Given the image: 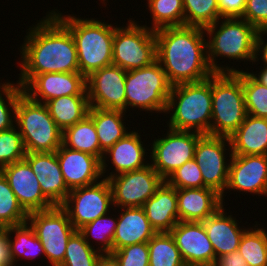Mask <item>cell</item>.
Masks as SVG:
<instances>
[{
    "label": "cell",
    "instance_id": "obj_1",
    "mask_svg": "<svg viewBox=\"0 0 267 266\" xmlns=\"http://www.w3.org/2000/svg\"><path fill=\"white\" fill-rule=\"evenodd\" d=\"M28 26L20 44L19 78L22 88L37 74L79 72L77 50L71 32L50 12Z\"/></svg>",
    "mask_w": 267,
    "mask_h": 266
},
{
    "label": "cell",
    "instance_id": "obj_2",
    "mask_svg": "<svg viewBox=\"0 0 267 266\" xmlns=\"http://www.w3.org/2000/svg\"><path fill=\"white\" fill-rule=\"evenodd\" d=\"M205 38L204 28L198 26L155 30L156 60L172 86L203 81L214 73L207 59Z\"/></svg>",
    "mask_w": 267,
    "mask_h": 266
},
{
    "label": "cell",
    "instance_id": "obj_3",
    "mask_svg": "<svg viewBox=\"0 0 267 266\" xmlns=\"http://www.w3.org/2000/svg\"><path fill=\"white\" fill-rule=\"evenodd\" d=\"M204 30L207 39V59L214 73H237L241 68L234 67V62L240 64L244 61L247 65L254 62L258 30L245 19L220 18ZM225 58L236 61L230 62L233 66L229 63L223 65L225 61L218 64L219 60Z\"/></svg>",
    "mask_w": 267,
    "mask_h": 266
},
{
    "label": "cell",
    "instance_id": "obj_4",
    "mask_svg": "<svg viewBox=\"0 0 267 266\" xmlns=\"http://www.w3.org/2000/svg\"><path fill=\"white\" fill-rule=\"evenodd\" d=\"M49 11L71 32L76 45L79 72L85 78L92 72L113 64L116 23L92 17H77L76 14L64 15L55 8Z\"/></svg>",
    "mask_w": 267,
    "mask_h": 266
},
{
    "label": "cell",
    "instance_id": "obj_5",
    "mask_svg": "<svg viewBox=\"0 0 267 266\" xmlns=\"http://www.w3.org/2000/svg\"><path fill=\"white\" fill-rule=\"evenodd\" d=\"M166 114H169L168 117ZM165 116L167 128L210 135L211 76L199 82L173 85ZM168 118L170 119L168 120Z\"/></svg>",
    "mask_w": 267,
    "mask_h": 266
},
{
    "label": "cell",
    "instance_id": "obj_6",
    "mask_svg": "<svg viewBox=\"0 0 267 266\" xmlns=\"http://www.w3.org/2000/svg\"><path fill=\"white\" fill-rule=\"evenodd\" d=\"M211 95L210 135L230 137L247 115L241 78L236 73H213Z\"/></svg>",
    "mask_w": 267,
    "mask_h": 266
},
{
    "label": "cell",
    "instance_id": "obj_7",
    "mask_svg": "<svg viewBox=\"0 0 267 266\" xmlns=\"http://www.w3.org/2000/svg\"><path fill=\"white\" fill-rule=\"evenodd\" d=\"M15 126L22 136L26 153L56 152L62 145L58 128L45 103L22 93L17 102Z\"/></svg>",
    "mask_w": 267,
    "mask_h": 266
},
{
    "label": "cell",
    "instance_id": "obj_8",
    "mask_svg": "<svg viewBox=\"0 0 267 266\" xmlns=\"http://www.w3.org/2000/svg\"><path fill=\"white\" fill-rule=\"evenodd\" d=\"M171 87L157 60L148 66L126 71V113L132 108L133 111H147L151 116L155 113L165 115Z\"/></svg>",
    "mask_w": 267,
    "mask_h": 266
},
{
    "label": "cell",
    "instance_id": "obj_9",
    "mask_svg": "<svg viewBox=\"0 0 267 266\" xmlns=\"http://www.w3.org/2000/svg\"><path fill=\"white\" fill-rule=\"evenodd\" d=\"M128 19L122 26L115 25L112 63L123 70L130 71L152 64L156 61L155 30Z\"/></svg>",
    "mask_w": 267,
    "mask_h": 266
},
{
    "label": "cell",
    "instance_id": "obj_10",
    "mask_svg": "<svg viewBox=\"0 0 267 266\" xmlns=\"http://www.w3.org/2000/svg\"><path fill=\"white\" fill-rule=\"evenodd\" d=\"M27 222L41 241L45 259L51 266L63 263L67 243L77 231L61 206L28 213Z\"/></svg>",
    "mask_w": 267,
    "mask_h": 266
},
{
    "label": "cell",
    "instance_id": "obj_11",
    "mask_svg": "<svg viewBox=\"0 0 267 266\" xmlns=\"http://www.w3.org/2000/svg\"><path fill=\"white\" fill-rule=\"evenodd\" d=\"M167 129L162 137H154L149 151L150 165L164 180L185 162L194 159L196 144L202 136L196 132Z\"/></svg>",
    "mask_w": 267,
    "mask_h": 266
},
{
    "label": "cell",
    "instance_id": "obj_12",
    "mask_svg": "<svg viewBox=\"0 0 267 266\" xmlns=\"http://www.w3.org/2000/svg\"><path fill=\"white\" fill-rule=\"evenodd\" d=\"M61 207L78 231L100 216L108 214L110 209L114 208L109 181L102 178L94 184L70 190Z\"/></svg>",
    "mask_w": 267,
    "mask_h": 266
},
{
    "label": "cell",
    "instance_id": "obj_13",
    "mask_svg": "<svg viewBox=\"0 0 267 266\" xmlns=\"http://www.w3.org/2000/svg\"><path fill=\"white\" fill-rule=\"evenodd\" d=\"M228 154L230 159L227 158ZM231 156L229 137L208 134L198 139L194 160L199 165L204 185L220 195L225 192L227 186Z\"/></svg>",
    "mask_w": 267,
    "mask_h": 266
},
{
    "label": "cell",
    "instance_id": "obj_14",
    "mask_svg": "<svg viewBox=\"0 0 267 266\" xmlns=\"http://www.w3.org/2000/svg\"><path fill=\"white\" fill-rule=\"evenodd\" d=\"M107 180L111 186L113 206L116 209L142 207L164 181L150 164Z\"/></svg>",
    "mask_w": 267,
    "mask_h": 266
},
{
    "label": "cell",
    "instance_id": "obj_15",
    "mask_svg": "<svg viewBox=\"0 0 267 266\" xmlns=\"http://www.w3.org/2000/svg\"><path fill=\"white\" fill-rule=\"evenodd\" d=\"M267 197V155H233L229 164L228 182L221 200L225 206L228 191ZM267 199V198H266Z\"/></svg>",
    "mask_w": 267,
    "mask_h": 266
},
{
    "label": "cell",
    "instance_id": "obj_16",
    "mask_svg": "<svg viewBox=\"0 0 267 266\" xmlns=\"http://www.w3.org/2000/svg\"><path fill=\"white\" fill-rule=\"evenodd\" d=\"M126 70L111 64L86 77V91L90 107L126 112Z\"/></svg>",
    "mask_w": 267,
    "mask_h": 266
},
{
    "label": "cell",
    "instance_id": "obj_17",
    "mask_svg": "<svg viewBox=\"0 0 267 266\" xmlns=\"http://www.w3.org/2000/svg\"><path fill=\"white\" fill-rule=\"evenodd\" d=\"M141 137V130H130L122 139L104 152L101 160L103 178L108 179L121 173L139 170L150 164L148 163L150 162L148 161L150 160L148 155L150 153L147 152L150 151V145L147 144V148L144 145L146 140L142 141Z\"/></svg>",
    "mask_w": 267,
    "mask_h": 266
},
{
    "label": "cell",
    "instance_id": "obj_18",
    "mask_svg": "<svg viewBox=\"0 0 267 266\" xmlns=\"http://www.w3.org/2000/svg\"><path fill=\"white\" fill-rule=\"evenodd\" d=\"M169 233L186 266H213L215 251L202 222L179 221Z\"/></svg>",
    "mask_w": 267,
    "mask_h": 266
},
{
    "label": "cell",
    "instance_id": "obj_19",
    "mask_svg": "<svg viewBox=\"0 0 267 266\" xmlns=\"http://www.w3.org/2000/svg\"><path fill=\"white\" fill-rule=\"evenodd\" d=\"M23 93L45 104L61 96L87 95L86 78L80 72L37 74L23 87Z\"/></svg>",
    "mask_w": 267,
    "mask_h": 266
},
{
    "label": "cell",
    "instance_id": "obj_20",
    "mask_svg": "<svg viewBox=\"0 0 267 266\" xmlns=\"http://www.w3.org/2000/svg\"><path fill=\"white\" fill-rule=\"evenodd\" d=\"M0 172L27 213L54 207L43 195L37 176L25 159L3 167Z\"/></svg>",
    "mask_w": 267,
    "mask_h": 266
},
{
    "label": "cell",
    "instance_id": "obj_21",
    "mask_svg": "<svg viewBox=\"0 0 267 266\" xmlns=\"http://www.w3.org/2000/svg\"><path fill=\"white\" fill-rule=\"evenodd\" d=\"M64 181L69 190L94 184L103 178L101 160L63 144L56 151Z\"/></svg>",
    "mask_w": 267,
    "mask_h": 266
},
{
    "label": "cell",
    "instance_id": "obj_22",
    "mask_svg": "<svg viewBox=\"0 0 267 266\" xmlns=\"http://www.w3.org/2000/svg\"><path fill=\"white\" fill-rule=\"evenodd\" d=\"M24 159L37 176L43 195L54 206H61L70 190L64 181L56 152L26 153Z\"/></svg>",
    "mask_w": 267,
    "mask_h": 266
},
{
    "label": "cell",
    "instance_id": "obj_23",
    "mask_svg": "<svg viewBox=\"0 0 267 266\" xmlns=\"http://www.w3.org/2000/svg\"><path fill=\"white\" fill-rule=\"evenodd\" d=\"M225 210L226 207L222 205L213 215L202 221L216 258L237 251L244 232L249 228L240 226L242 221L239 222L231 211Z\"/></svg>",
    "mask_w": 267,
    "mask_h": 266
},
{
    "label": "cell",
    "instance_id": "obj_24",
    "mask_svg": "<svg viewBox=\"0 0 267 266\" xmlns=\"http://www.w3.org/2000/svg\"><path fill=\"white\" fill-rule=\"evenodd\" d=\"M116 212L118 221L112 241V252L133 244L148 242L157 233L142 207L118 208Z\"/></svg>",
    "mask_w": 267,
    "mask_h": 266
},
{
    "label": "cell",
    "instance_id": "obj_25",
    "mask_svg": "<svg viewBox=\"0 0 267 266\" xmlns=\"http://www.w3.org/2000/svg\"><path fill=\"white\" fill-rule=\"evenodd\" d=\"M222 205L221 195L211 188L177 189L179 221L202 222Z\"/></svg>",
    "mask_w": 267,
    "mask_h": 266
},
{
    "label": "cell",
    "instance_id": "obj_26",
    "mask_svg": "<svg viewBox=\"0 0 267 266\" xmlns=\"http://www.w3.org/2000/svg\"><path fill=\"white\" fill-rule=\"evenodd\" d=\"M156 232H170L179 222L177 189L165 180L142 206Z\"/></svg>",
    "mask_w": 267,
    "mask_h": 266
},
{
    "label": "cell",
    "instance_id": "obj_27",
    "mask_svg": "<svg viewBox=\"0 0 267 266\" xmlns=\"http://www.w3.org/2000/svg\"><path fill=\"white\" fill-rule=\"evenodd\" d=\"M229 140L233 155H267V118L247 114Z\"/></svg>",
    "mask_w": 267,
    "mask_h": 266
},
{
    "label": "cell",
    "instance_id": "obj_28",
    "mask_svg": "<svg viewBox=\"0 0 267 266\" xmlns=\"http://www.w3.org/2000/svg\"><path fill=\"white\" fill-rule=\"evenodd\" d=\"M88 116L93 120L103 153L130 132L125 111L90 107Z\"/></svg>",
    "mask_w": 267,
    "mask_h": 266
},
{
    "label": "cell",
    "instance_id": "obj_29",
    "mask_svg": "<svg viewBox=\"0 0 267 266\" xmlns=\"http://www.w3.org/2000/svg\"><path fill=\"white\" fill-rule=\"evenodd\" d=\"M46 106L62 132L83 120L90 109L87 95L61 96L48 101Z\"/></svg>",
    "mask_w": 267,
    "mask_h": 266
},
{
    "label": "cell",
    "instance_id": "obj_30",
    "mask_svg": "<svg viewBox=\"0 0 267 266\" xmlns=\"http://www.w3.org/2000/svg\"><path fill=\"white\" fill-rule=\"evenodd\" d=\"M6 229L9 232L10 251L15 266L17 262L22 261L23 258L31 261L33 259L36 260L38 257L41 258V255L45 258V252L41 241L37 238L33 228L28 222L10 226Z\"/></svg>",
    "mask_w": 267,
    "mask_h": 266
},
{
    "label": "cell",
    "instance_id": "obj_31",
    "mask_svg": "<svg viewBox=\"0 0 267 266\" xmlns=\"http://www.w3.org/2000/svg\"><path fill=\"white\" fill-rule=\"evenodd\" d=\"M62 144L70 149L92 154L100 160L104 155L95 125L88 115L62 132Z\"/></svg>",
    "mask_w": 267,
    "mask_h": 266
},
{
    "label": "cell",
    "instance_id": "obj_32",
    "mask_svg": "<svg viewBox=\"0 0 267 266\" xmlns=\"http://www.w3.org/2000/svg\"><path fill=\"white\" fill-rule=\"evenodd\" d=\"M111 210L115 213V215L110 211L108 214L100 216L96 220L86 224L78 230L79 233L84 237V240L91 247H94L101 253H112V241L116 231L118 214L116 215V208ZM93 242L96 243V246L92 244Z\"/></svg>",
    "mask_w": 267,
    "mask_h": 266
},
{
    "label": "cell",
    "instance_id": "obj_33",
    "mask_svg": "<svg viewBox=\"0 0 267 266\" xmlns=\"http://www.w3.org/2000/svg\"><path fill=\"white\" fill-rule=\"evenodd\" d=\"M255 223L244 232L238 251L247 266H267V230Z\"/></svg>",
    "mask_w": 267,
    "mask_h": 266
},
{
    "label": "cell",
    "instance_id": "obj_34",
    "mask_svg": "<svg viewBox=\"0 0 267 266\" xmlns=\"http://www.w3.org/2000/svg\"><path fill=\"white\" fill-rule=\"evenodd\" d=\"M152 18L147 27L157 30L163 27L184 26L183 0H145ZM150 26V27H149Z\"/></svg>",
    "mask_w": 267,
    "mask_h": 266
},
{
    "label": "cell",
    "instance_id": "obj_35",
    "mask_svg": "<svg viewBox=\"0 0 267 266\" xmlns=\"http://www.w3.org/2000/svg\"><path fill=\"white\" fill-rule=\"evenodd\" d=\"M147 243L149 266H186L169 232H158Z\"/></svg>",
    "mask_w": 267,
    "mask_h": 266
},
{
    "label": "cell",
    "instance_id": "obj_36",
    "mask_svg": "<svg viewBox=\"0 0 267 266\" xmlns=\"http://www.w3.org/2000/svg\"><path fill=\"white\" fill-rule=\"evenodd\" d=\"M236 74L242 80L247 114L267 118V86L257 82L243 69Z\"/></svg>",
    "mask_w": 267,
    "mask_h": 266
},
{
    "label": "cell",
    "instance_id": "obj_37",
    "mask_svg": "<svg viewBox=\"0 0 267 266\" xmlns=\"http://www.w3.org/2000/svg\"><path fill=\"white\" fill-rule=\"evenodd\" d=\"M184 25L205 28L220 17L217 0H183Z\"/></svg>",
    "mask_w": 267,
    "mask_h": 266
},
{
    "label": "cell",
    "instance_id": "obj_38",
    "mask_svg": "<svg viewBox=\"0 0 267 266\" xmlns=\"http://www.w3.org/2000/svg\"><path fill=\"white\" fill-rule=\"evenodd\" d=\"M28 213L19 204L6 178L0 172V223L6 228L27 222Z\"/></svg>",
    "mask_w": 267,
    "mask_h": 266
},
{
    "label": "cell",
    "instance_id": "obj_39",
    "mask_svg": "<svg viewBox=\"0 0 267 266\" xmlns=\"http://www.w3.org/2000/svg\"><path fill=\"white\" fill-rule=\"evenodd\" d=\"M101 252L91 247L76 231L68 240L63 263L60 266H95Z\"/></svg>",
    "mask_w": 267,
    "mask_h": 266
},
{
    "label": "cell",
    "instance_id": "obj_40",
    "mask_svg": "<svg viewBox=\"0 0 267 266\" xmlns=\"http://www.w3.org/2000/svg\"><path fill=\"white\" fill-rule=\"evenodd\" d=\"M0 81V132L15 126L16 107L23 88L17 81ZM13 82V83H12Z\"/></svg>",
    "mask_w": 267,
    "mask_h": 266
},
{
    "label": "cell",
    "instance_id": "obj_41",
    "mask_svg": "<svg viewBox=\"0 0 267 266\" xmlns=\"http://www.w3.org/2000/svg\"><path fill=\"white\" fill-rule=\"evenodd\" d=\"M22 136L16 126L0 132V169L25 158Z\"/></svg>",
    "mask_w": 267,
    "mask_h": 266
},
{
    "label": "cell",
    "instance_id": "obj_42",
    "mask_svg": "<svg viewBox=\"0 0 267 266\" xmlns=\"http://www.w3.org/2000/svg\"><path fill=\"white\" fill-rule=\"evenodd\" d=\"M165 181L176 189L206 187L199 165L194 159L188 160L173 171Z\"/></svg>",
    "mask_w": 267,
    "mask_h": 266
},
{
    "label": "cell",
    "instance_id": "obj_43",
    "mask_svg": "<svg viewBox=\"0 0 267 266\" xmlns=\"http://www.w3.org/2000/svg\"><path fill=\"white\" fill-rule=\"evenodd\" d=\"M112 254L117 258L120 266H149L148 243H138L120 248Z\"/></svg>",
    "mask_w": 267,
    "mask_h": 266
},
{
    "label": "cell",
    "instance_id": "obj_44",
    "mask_svg": "<svg viewBox=\"0 0 267 266\" xmlns=\"http://www.w3.org/2000/svg\"><path fill=\"white\" fill-rule=\"evenodd\" d=\"M242 19L258 31H267V0H246Z\"/></svg>",
    "mask_w": 267,
    "mask_h": 266
},
{
    "label": "cell",
    "instance_id": "obj_45",
    "mask_svg": "<svg viewBox=\"0 0 267 266\" xmlns=\"http://www.w3.org/2000/svg\"><path fill=\"white\" fill-rule=\"evenodd\" d=\"M221 18H242L246 0H217Z\"/></svg>",
    "mask_w": 267,
    "mask_h": 266
},
{
    "label": "cell",
    "instance_id": "obj_46",
    "mask_svg": "<svg viewBox=\"0 0 267 266\" xmlns=\"http://www.w3.org/2000/svg\"><path fill=\"white\" fill-rule=\"evenodd\" d=\"M0 266H15L10 251L9 232L7 229L0 234Z\"/></svg>",
    "mask_w": 267,
    "mask_h": 266
},
{
    "label": "cell",
    "instance_id": "obj_47",
    "mask_svg": "<svg viewBox=\"0 0 267 266\" xmlns=\"http://www.w3.org/2000/svg\"><path fill=\"white\" fill-rule=\"evenodd\" d=\"M263 35L267 36V31H258L256 36L255 60L252 66L254 63H257L256 66L260 64L258 62L260 59L262 61L261 65H267V40L266 36L264 37Z\"/></svg>",
    "mask_w": 267,
    "mask_h": 266
},
{
    "label": "cell",
    "instance_id": "obj_48",
    "mask_svg": "<svg viewBox=\"0 0 267 266\" xmlns=\"http://www.w3.org/2000/svg\"><path fill=\"white\" fill-rule=\"evenodd\" d=\"M213 266H247L240 252L234 251L230 254L217 257Z\"/></svg>",
    "mask_w": 267,
    "mask_h": 266
},
{
    "label": "cell",
    "instance_id": "obj_49",
    "mask_svg": "<svg viewBox=\"0 0 267 266\" xmlns=\"http://www.w3.org/2000/svg\"><path fill=\"white\" fill-rule=\"evenodd\" d=\"M95 266H120V264L112 253H101Z\"/></svg>",
    "mask_w": 267,
    "mask_h": 266
},
{
    "label": "cell",
    "instance_id": "obj_50",
    "mask_svg": "<svg viewBox=\"0 0 267 266\" xmlns=\"http://www.w3.org/2000/svg\"><path fill=\"white\" fill-rule=\"evenodd\" d=\"M260 67L258 71L259 73L254 72L253 70H251L252 72H249L248 73L257 81L259 82L260 84L264 85V86H267V65H263V67L261 66H258Z\"/></svg>",
    "mask_w": 267,
    "mask_h": 266
},
{
    "label": "cell",
    "instance_id": "obj_51",
    "mask_svg": "<svg viewBox=\"0 0 267 266\" xmlns=\"http://www.w3.org/2000/svg\"><path fill=\"white\" fill-rule=\"evenodd\" d=\"M6 230V227L0 223V234Z\"/></svg>",
    "mask_w": 267,
    "mask_h": 266
},
{
    "label": "cell",
    "instance_id": "obj_52",
    "mask_svg": "<svg viewBox=\"0 0 267 266\" xmlns=\"http://www.w3.org/2000/svg\"><path fill=\"white\" fill-rule=\"evenodd\" d=\"M100 1V0H99ZM101 2H102V4H104L105 6V8H106V6H107V2H108V4H109V1L108 0H101Z\"/></svg>",
    "mask_w": 267,
    "mask_h": 266
}]
</instances>
